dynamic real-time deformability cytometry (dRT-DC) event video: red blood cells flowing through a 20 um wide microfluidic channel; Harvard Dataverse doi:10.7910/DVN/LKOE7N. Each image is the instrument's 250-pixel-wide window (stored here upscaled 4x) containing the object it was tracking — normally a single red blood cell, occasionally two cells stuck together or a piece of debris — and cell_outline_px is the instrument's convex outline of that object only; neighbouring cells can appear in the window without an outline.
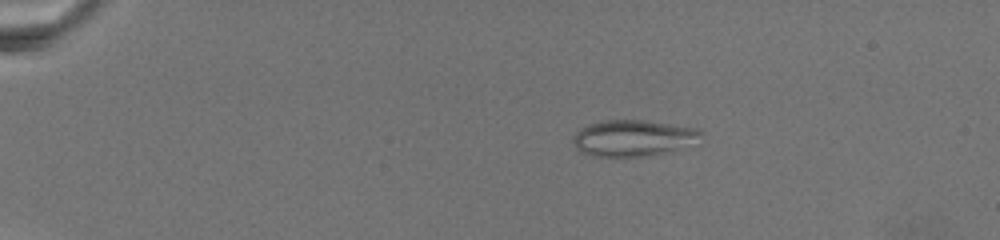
{"species": "common noctule bat (a hibernating species)", "species_latin": "Nyctalus noctula", "temperature_condition": "warm", "stored_images_in_passage": 8, "camera_frame_rate_fps": 3000, "um_per_image_px": 0.085, "animal": {"sex": "female", "body_mass_g": 19.5, "forearm_length_mm": 54.1}, "frame": {"image": 1, "passage_image": 2, "time_ms": 1.333, "image_size_px": [1000, 240], "cell_outline_px": [[704, 132], [672, 152], [644, 156], [592, 156], [576, 148], [572, 140], [576, 132], [580, 128], [588, 124], [608, 120], [644, 120], [700, 128]], "centroid_in_image_um": [53.76, 11.72], "position_along_channel_um": 31.2, "area_um2": 26.59}}
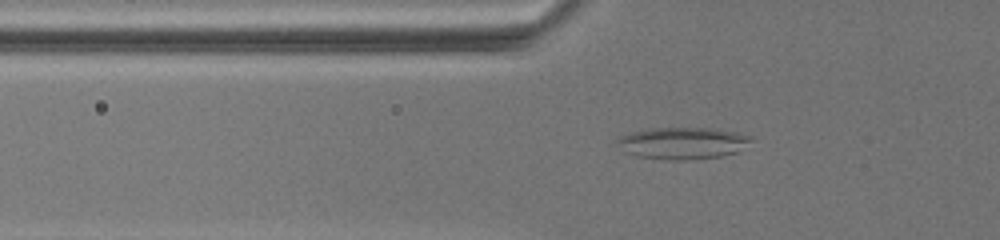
{"frame": {"image": 2, "passage_image": 6, "time_ms": 5.667, "image_size_px": [1000, 240], "cell_outline_px": [[752, 140], [736, 152], [720, 156], [688, 160], [668, 160], [636, 156], [624, 152], [616, 140], [620, 136], [636, 132], [656, 128], [712, 128], [736, 132], [752, 136]], "centroid_in_image_um": [58.03, 12.17], "position_along_channel_um": 67.8, "area_um2": 24.57}}
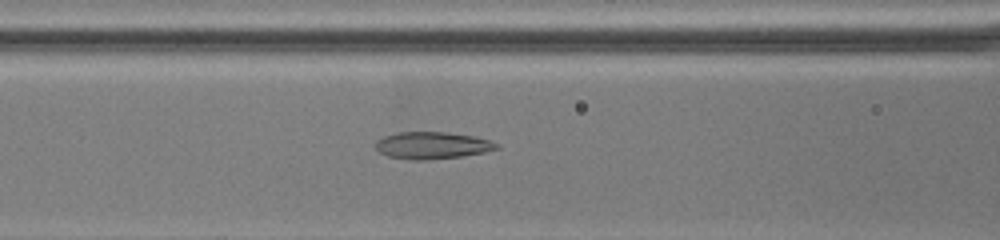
{"frame": {"image": 3, "passage_image": 8, "time_ms": 8.0, "image_size_px": [1000, 240], "cell_outline_px": [[500, 148], [484, 152], [464, 156], [428, 160], [408, 160], [388, 156], [380, 152], [376, 148], [376, 140], [384, 136], [396, 132], [448, 132], [476, 136], [500, 144]], "centroid_in_image_um": [36.75, 12.36], "position_along_channel_um": 129.8, "area_um2": 19.31}}